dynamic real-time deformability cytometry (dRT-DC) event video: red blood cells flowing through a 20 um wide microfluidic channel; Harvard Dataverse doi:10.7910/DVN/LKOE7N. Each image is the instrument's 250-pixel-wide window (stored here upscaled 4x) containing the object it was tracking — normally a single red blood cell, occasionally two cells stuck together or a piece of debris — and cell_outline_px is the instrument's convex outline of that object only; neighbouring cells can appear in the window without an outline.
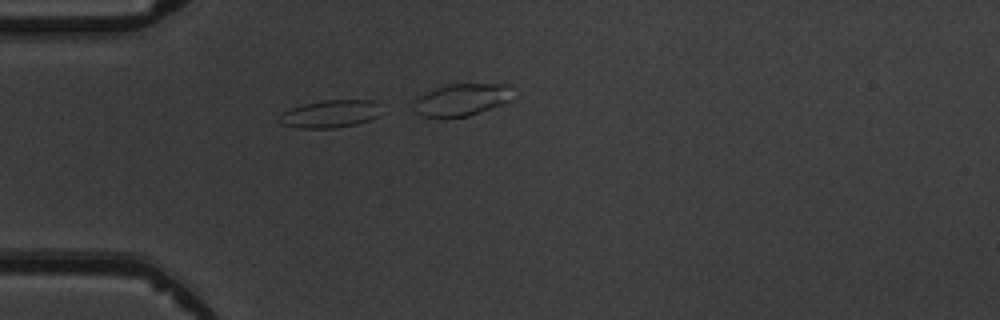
{"species": "common noctule bat (a hibernating species)", "species_latin": "Nyctalus noctula", "temperature_condition": "warm", "stored_images_in_passage": 1, "camera_frame_rate_fps": 3000, "um_per_image_px": 0.085, "animal": {"sex": "male", "body_mass_g": 19.5, "forearm_length_mm": 54.6}, "frame": {"image": 1, "passage_image": 1, "time_ms": 0.0, "image_size_px": [1000, 320], "cell_outline_px": [[380, 116], [356, 124], [336, 128], [296, 128], [280, 124], [276, 120], [284, 112], [292, 108], [304, 104], [324, 100], [372, 100], [376, 104]], "centroid_in_image_um": [28.01, 9.7], "position_along_channel_um": 57.0, "area_um2": 16.3}}